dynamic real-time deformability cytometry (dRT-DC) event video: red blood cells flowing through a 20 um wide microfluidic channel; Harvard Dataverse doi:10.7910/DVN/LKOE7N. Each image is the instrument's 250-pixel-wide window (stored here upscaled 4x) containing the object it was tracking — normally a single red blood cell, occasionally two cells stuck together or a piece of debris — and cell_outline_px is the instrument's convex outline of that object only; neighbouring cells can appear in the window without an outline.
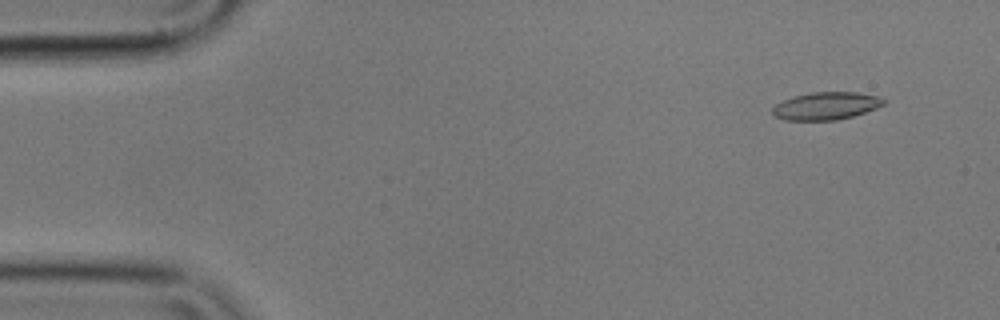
{"species": "common noctule bat (a hibernating species)", "species_latin": "Nyctalus noctula", "temperature_condition": "cold", "stored_images_in_passage": 5, "camera_frame_rate_fps": 3000, "um_per_image_px": 0.085, "animal": {"sex": "male", "body_mass_g": 17.9}, "frame": {"image": 1, "passage_image": 1, "time_ms": 0.0, "image_size_px": [1000, 320], "cell_outline_px": [[888, 100], [884, 104], [876, 108], [852, 116], [836, 120], [784, 120], [776, 116], [772, 112], [772, 108], [776, 104], [792, 96], [812, 92], [856, 92], [876, 96]], "centroid_in_image_um": [70.21, 8.99], "position_along_channel_um": 14.8, "area_um2": 17.8}}
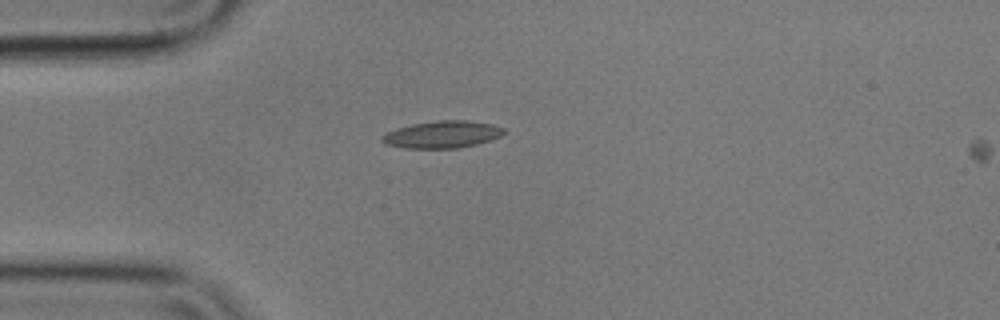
{"frame": {"image": 2, "passage_image": 4, "time_ms": 1.0, "image_size_px": [1000, 320], "cell_outline_px": [[508, 132], [500, 136], [476, 144], [456, 148], [404, 148], [384, 144], [380, 140], [380, 136], [396, 128], [412, 124], [440, 120], [468, 120], [492, 124], [504, 128]], "centroid_in_image_um": [37.58, 11.42], "position_along_channel_um": 47.4, "area_um2": 19.31}}